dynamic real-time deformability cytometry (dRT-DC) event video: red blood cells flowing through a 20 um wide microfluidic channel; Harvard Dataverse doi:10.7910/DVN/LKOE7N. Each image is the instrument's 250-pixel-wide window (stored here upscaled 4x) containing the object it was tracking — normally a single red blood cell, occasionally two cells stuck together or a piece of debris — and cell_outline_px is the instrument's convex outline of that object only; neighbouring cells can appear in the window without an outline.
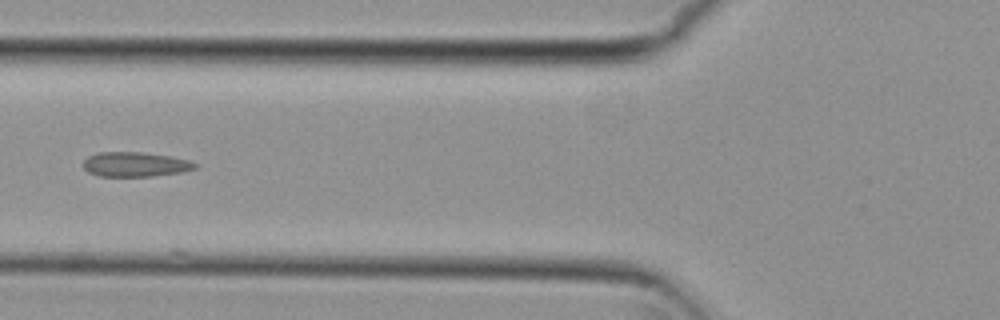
{"species": "common noctule bat (a hibernating species)", "species_latin": "Nyctalus noctula", "temperature_condition": "cold", "stored_images_in_passage": 9, "camera_frame_rate_fps": 3000, "um_per_image_px": 0.085, "animal": {"sex": "female", "body_mass_g": 29.2, "forearm_length_mm": 56.3}, "frame": {"image": 1, "passage_image": 6, "time_ms": 1.667, "image_size_px": [1000, 320], "cell_outline_px": [[200, 164], [196, 168], [184, 172], [152, 176], [100, 176], [88, 172], [84, 168], [84, 160], [88, 156], [100, 152], [140, 152], [168, 156], [188, 160]], "centroid_in_image_um": [11.52, 13.97], "position_along_channel_um": 114.3, "area_um2": 16.01}}
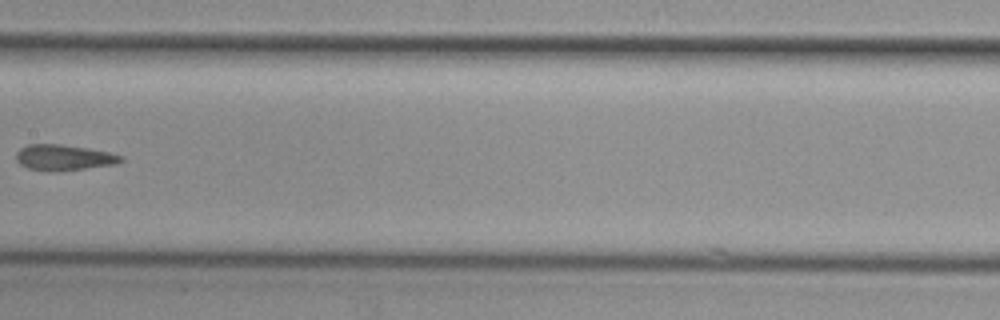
{"frame": {"image": 2, "passage_image": 8, "time_ms": 2.333, "image_size_px": [1000, 320], "cell_outline_px": [[124, 160], [116, 164], [56, 172], [52, 172], [28, 168], [20, 164], [16, 160], [16, 152], [20, 148], [28, 144], [60, 144], [88, 148], [112, 152], [124, 156]], "centroid_in_image_um": [5.45, 13.39], "position_along_channel_um": 202.0, "area_um2": 15.95}}
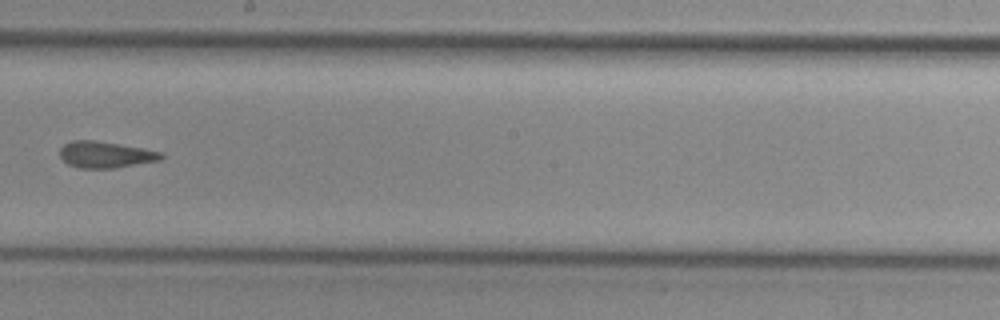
{"frame": {"image": 3, "passage_image": 9, "time_ms": 2.667, "image_size_px": [1000, 320], "cell_outline_px": [[164, 156], [160, 160], [116, 168], [80, 168], [68, 164], [60, 156], [60, 148], [64, 144], [72, 140], [96, 140], [144, 148], [160, 152]], "centroid_in_image_um": [8.96, 13.14], "position_along_channel_um": 239.2, "area_um2": 15.61}}